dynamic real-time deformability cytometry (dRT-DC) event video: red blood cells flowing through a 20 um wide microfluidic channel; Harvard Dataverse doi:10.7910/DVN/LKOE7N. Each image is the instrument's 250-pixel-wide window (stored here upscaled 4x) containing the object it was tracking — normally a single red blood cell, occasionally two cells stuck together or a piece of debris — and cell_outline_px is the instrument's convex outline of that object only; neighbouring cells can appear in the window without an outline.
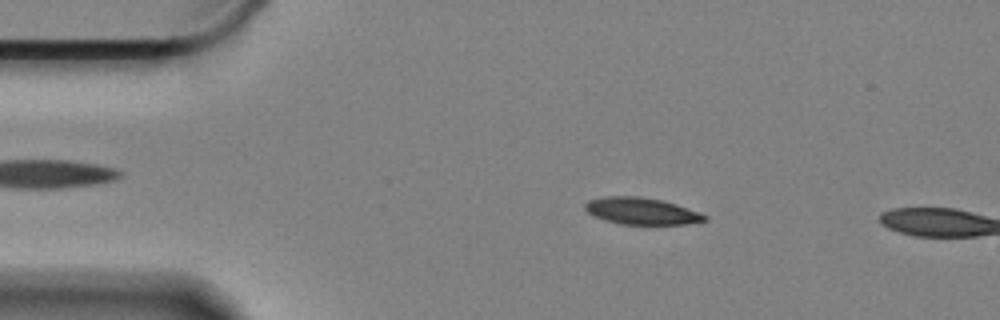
{"species": "Egyptian fruit bat (a non-hibernating species)", "species_latin": "Rousettus aegyptiacus", "temperature_condition": "cold", "stored_images_in_passage": 17, "camera_frame_rate_fps": 3000, "um_per_image_px": 0.085, "animal": {"sex": "female"}, "frame": {"image": 1, "passage_image": 10, "time_ms": 3.0, "image_size_px": [1000, 320], "cell_outline_px": [[708, 220], [688, 224], [620, 224], [604, 220], [592, 216], [584, 208], [584, 204], [588, 200], [604, 196], [636, 196], [660, 200], [708, 216]], "centroid_in_image_um": [54.44, 17.95], "position_along_channel_um": 30.6, "area_um2": 18.44}}